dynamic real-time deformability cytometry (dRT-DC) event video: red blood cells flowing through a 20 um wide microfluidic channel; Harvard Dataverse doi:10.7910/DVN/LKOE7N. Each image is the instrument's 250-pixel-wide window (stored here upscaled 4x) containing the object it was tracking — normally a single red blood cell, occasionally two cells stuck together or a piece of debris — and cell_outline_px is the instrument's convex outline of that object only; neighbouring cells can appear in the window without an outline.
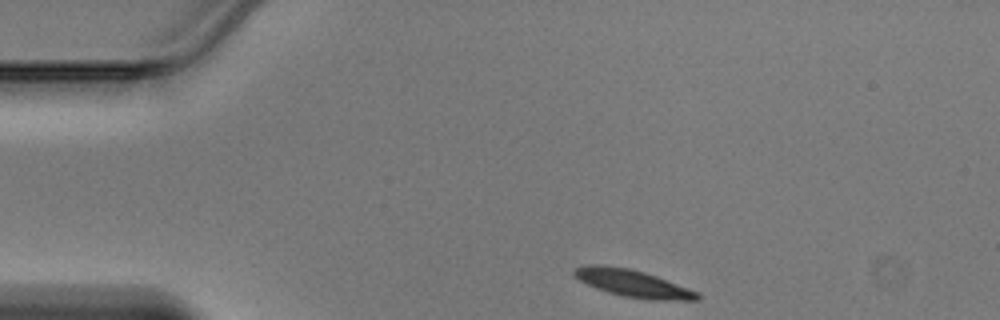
{"species": "Egyptian fruit bat (a non-hibernating species)", "species_latin": "Rousettus aegyptiacus", "temperature_condition": "warm", "stored_images_in_passage": 39, "camera_frame_rate_fps": 3000, "um_per_image_px": 0.085, "animal": {"sex": "male"}, "frame": {"image": 1, "passage_image": 1, "time_ms": 0.0, "image_size_px": [1000, 320], "cell_outline_px": [[700, 300], [652, 300], [624, 296], [608, 292], [596, 288], [580, 280], [572, 272], [572, 268], [584, 264], [600, 264], [628, 268], [644, 272], [656, 276], [696, 292], [700, 296]], "centroid_in_image_um": [53.72, 24.07], "position_along_channel_um": 31.3, "area_um2": 19.31}}
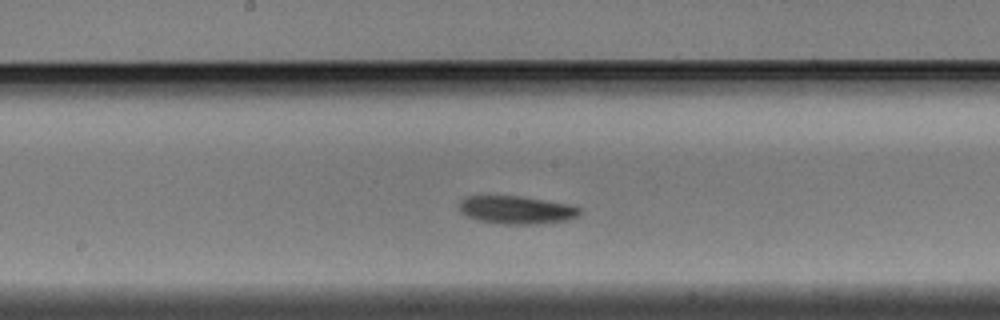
{"frame": {"image": 2, "passage_image": 17, "time_ms": 5.333, "image_size_px": [1000, 320], "cell_outline_px": [[580, 212], [576, 216], [564, 220], [532, 224], [504, 224], [480, 220], [468, 216], [460, 212], [460, 200], [468, 196], [520, 196], [568, 204], [580, 208]], "centroid_in_image_um": [43.87, 17.83], "position_along_channel_um": 204.3, "area_um2": 19.19}}
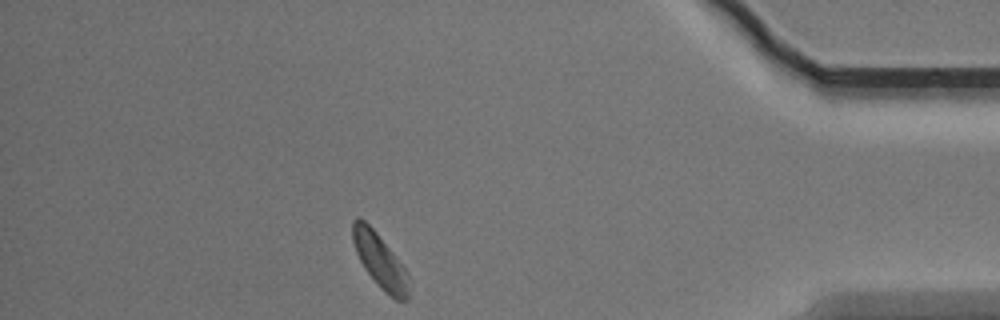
{"frame": {"image": 3, "passage_image": 34, "time_ms": 11.0, "image_size_px": [1000, 320], "cell_outline_px": [[412, 296], [408, 300], [396, 300], [384, 292], [380, 288], [364, 268], [356, 252], [352, 240], [352, 220], [356, 216], [360, 216], [376, 232], [408, 272], [412, 280]], "centroid_in_image_um": [32.36, 22.23], "position_along_channel_um": 402.8, "area_um2": 18.26}}